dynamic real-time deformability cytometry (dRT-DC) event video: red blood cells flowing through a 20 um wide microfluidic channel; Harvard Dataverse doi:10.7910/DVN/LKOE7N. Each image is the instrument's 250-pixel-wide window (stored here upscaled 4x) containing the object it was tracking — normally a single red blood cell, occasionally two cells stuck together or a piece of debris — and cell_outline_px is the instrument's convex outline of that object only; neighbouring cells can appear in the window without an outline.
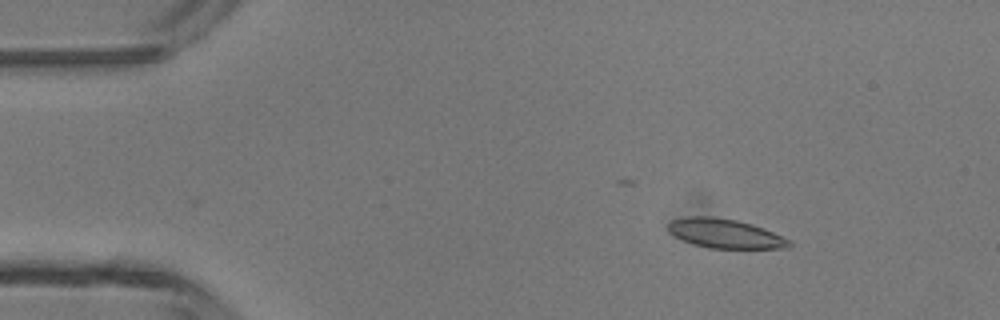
{"species": "common noctule bat (a hibernating species)", "species_latin": "Nyctalus noctula", "temperature_condition": "room temperature", "stored_images_in_passage": 6, "camera_frame_rate_fps": 3000, "um_per_image_px": 0.085, "animal": {"sex": "male", "body_mass_g": 13.3}, "frame": {"image": 1, "passage_image": 2, "time_ms": 1.0, "image_size_px": [1000, 320], "cell_outline_px": [[792, 244], [788, 248], [708, 248], [684, 240], [668, 232], [668, 224], [672, 220], [688, 216], [712, 216], [736, 220], [752, 224], [764, 228], [792, 240]], "centroid_in_image_um": [61.67, 19.84], "position_along_channel_um": 23.3, "area_um2": 20.58}}
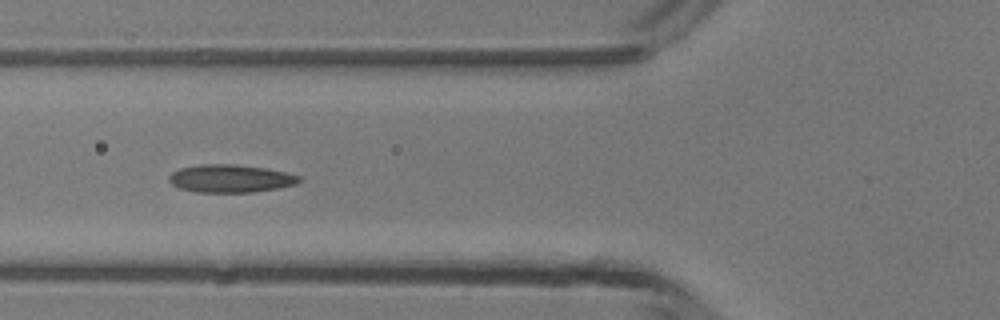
{"frame": {"image": 2, "passage_image": 5, "time_ms": 4.667, "image_size_px": [1000, 320], "cell_outline_px": [[300, 180], [296, 184], [276, 188], [252, 192], [196, 192], [180, 188], [172, 184], [168, 180], [168, 176], [172, 172], [180, 168], [200, 164], [236, 164], [264, 168], [284, 172], [300, 176]], "centroid_in_image_um": [19.54, 15.17], "position_along_channel_um": 106.3, "area_um2": 20.98}}
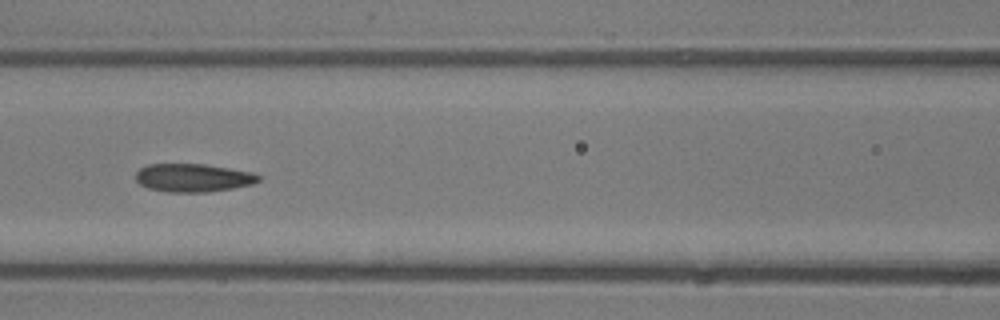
{"frame": {"image": 3, "passage_image": 6, "time_ms": 5.667, "image_size_px": [1000, 320], "cell_outline_px": [[260, 180], [252, 184], [232, 188], [208, 192], [168, 192], [148, 188], [140, 184], [136, 180], [136, 172], [140, 168], [148, 164], [204, 164], [252, 172], [260, 176]], "centroid_in_image_um": [16.4, 15.11], "position_along_channel_um": 150.2, "area_um2": 20.11}}